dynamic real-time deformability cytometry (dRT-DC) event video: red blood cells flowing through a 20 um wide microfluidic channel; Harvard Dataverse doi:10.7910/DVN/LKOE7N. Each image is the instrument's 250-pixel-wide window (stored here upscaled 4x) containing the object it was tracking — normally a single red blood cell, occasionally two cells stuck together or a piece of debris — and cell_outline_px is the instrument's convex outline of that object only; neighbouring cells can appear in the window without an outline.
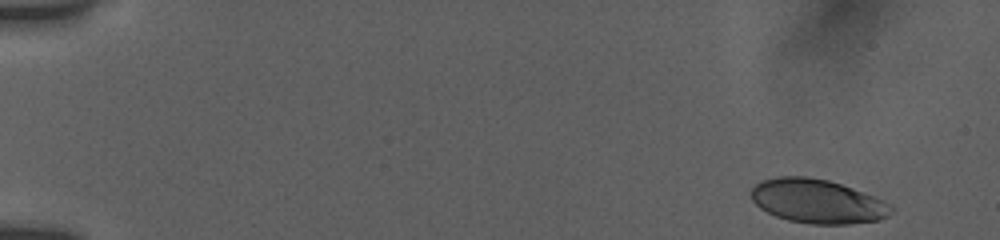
{"species": "human", "species_latin": "Homo sapiens", "temperature_condition": "room temperature", "stored_images_in_passage": 11, "camera_frame_rate_fps": 3000, "um_per_image_px": 0.085, "donor": {"sex": "female"}, "frame": {"image": 1, "passage_image": 1, "time_ms": 0.0, "image_size_px": [1000, 240], "cell_outline_px": [[892, 208], [888, 216], [880, 220], [848, 224], [812, 224], [788, 220], [776, 216], [760, 208], [752, 200], [752, 188], [760, 180], [780, 176], [808, 176], [828, 180], [852, 188], [884, 200], [892, 204]], "centroid_in_image_um": [69.48, 17.1], "position_along_channel_um": 15.5, "area_um2": 35.89}}
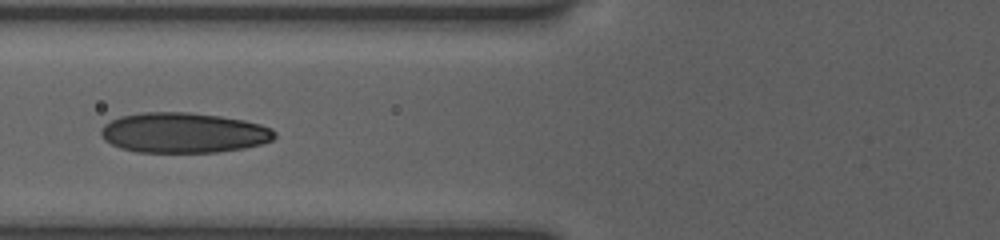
{"frame": {"image": 2, "passage_image": 8, "time_ms": 6.333, "image_size_px": [1000, 240], "cell_outline_px": [[276, 136], [272, 140], [260, 144], [244, 148], [216, 152], [136, 152], [120, 148], [104, 140], [100, 136], [100, 128], [104, 124], [120, 116], [140, 112], [188, 112], [220, 116], [244, 120], [260, 124], [272, 128], [276, 132]], "centroid_in_image_um": [15.58, 11.28], "position_along_channel_um": 110.2, "area_um2": 40.92}}
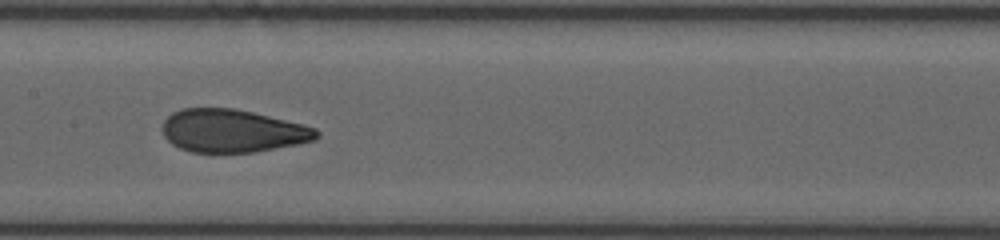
{"frame": {"image": 3, "passage_image": 10, "time_ms": 8.333, "image_size_px": [1000, 240], "cell_outline_px": [[320, 136], [316, 140], [300, 144], [252, 152], [192, 152], [180, 148], [172, 144], [164, 136], [160, 128], [164, 120], [172, 112], [180, 108], [236, 108], [304, 124], [316, 128], [320, 132]], "centroid_in_image_um": [19.77, 11.11], "position_along_channel_um": 187.6, "area_um2": 38.96}}